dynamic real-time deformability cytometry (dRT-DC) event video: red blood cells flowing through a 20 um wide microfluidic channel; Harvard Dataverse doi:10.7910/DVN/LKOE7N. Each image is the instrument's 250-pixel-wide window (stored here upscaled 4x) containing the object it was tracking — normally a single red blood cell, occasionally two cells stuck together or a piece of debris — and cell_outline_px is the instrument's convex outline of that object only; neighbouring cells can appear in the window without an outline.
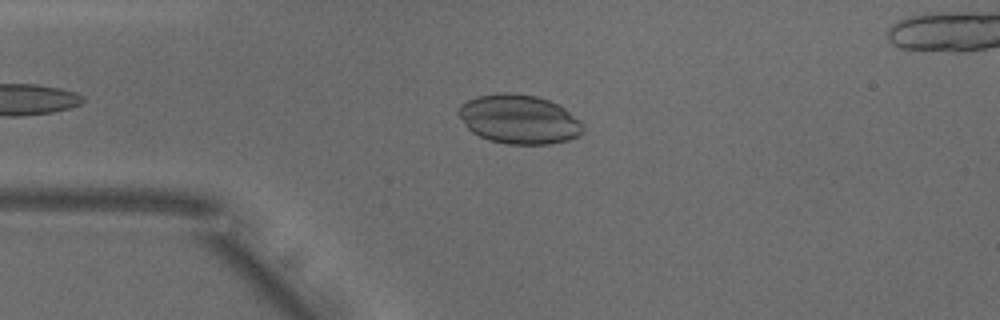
{"species": "common noctule bat (a hibernating species)", "species_latin": "Nyctalus noctula", "temperature_condition": "warm", "stored_images_in_passage": 42, "camera_frame_rate_fps": 3000, "um_per_image_px": 0.085, "animal": {"sex": "male", "body_mass_g": 18.8}, "frame": {"image": 1, "passage_image": 10, "time_ms": 3.0, "image_size_px": [1000, 320], "cell_outline_px": [[584, 132], [568, 140], [548, 144], [508, 144], [488, 140], [472, 132], [468, 128], [456, 112], [456, 108], [460, 104], [476, 96], [496, 92], [508, 92], [536, 96], [548, 100], [564, 108], [580, 120], [584, 124]], "centroid_in_image_um": [44.09, 10.13], "position_along_channel_um": 40.9, "area_um2": 35.84}}
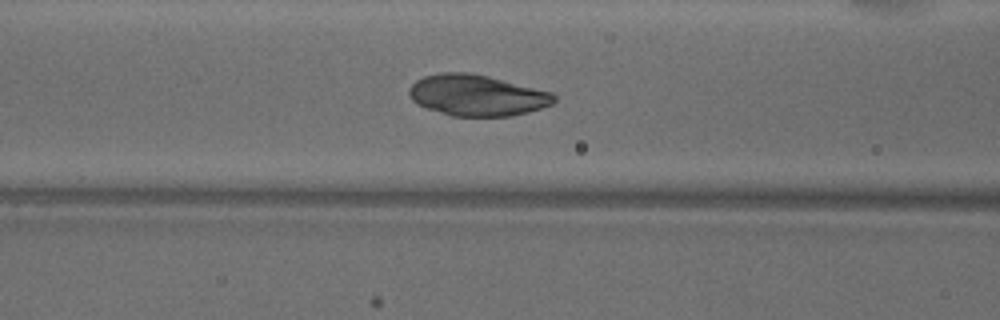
{"frame": {"image": 2, "passage_image": 18, "time_ms": 5.667, "image_size_px": [1000, 320], "cell_outline_px": [[556, 100], [552, 104], [528, 112], [512, 116], [452, 116], [416, 104], [408, 96], [408, 88], [416, 80], [424, 76], [440, 72], [468, 72], [488, 76], [552, 92], [556, 96]], "centroid_in_image_um": [40.52, 8.09], "position_along_channel_um": 126.1, "area_um2": 34.8}}
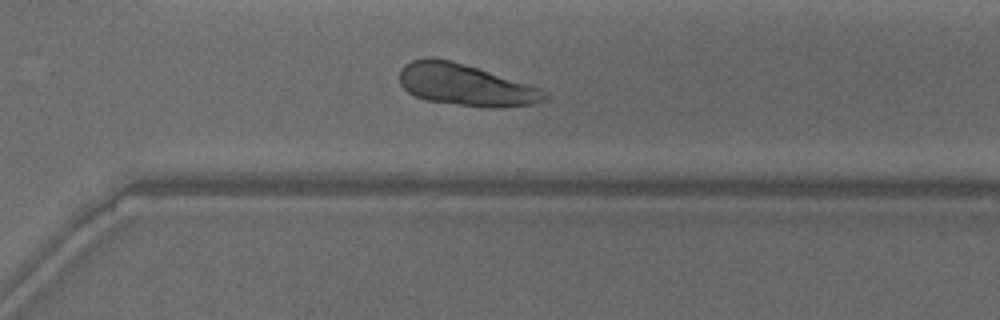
{"frame": {"image": 3, "passage_image": 34, "time_ms": 11.0, "image_size_px": [1000, 320], "cell_outline_px": [[548, 96], [544, 100], [532, 104], [500, 108], [484, 108], [428, 100], [416, 96], [408, 92], [400, 84], [400, 72], [404, 64], [412, 60], [428, 56], [432, 56], [452, 60], [540, 88], [548, 92]], "centroid_in_image_um": [39.55, 7.21], "position_along_channel_um": 331.0, "area_um2": 35.26}}